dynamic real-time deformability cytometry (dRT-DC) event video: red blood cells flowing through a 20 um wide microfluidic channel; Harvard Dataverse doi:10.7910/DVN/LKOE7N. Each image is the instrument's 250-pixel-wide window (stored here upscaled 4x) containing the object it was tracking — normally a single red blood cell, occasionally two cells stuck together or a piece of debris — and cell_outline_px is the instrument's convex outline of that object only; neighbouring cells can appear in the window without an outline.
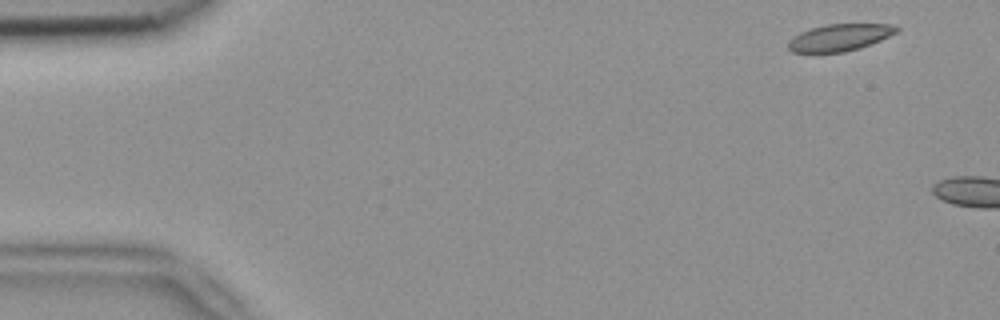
{"species": "common noctule bat (a hibernating species)", "species_latin": "Nyctalus noctula", "temperature_condition": "room temperature", "stored_images_in_passage": 2, "camera_frame_rate_fps": 3000, "um_per_image_px": 0.085, "animal": {"sex": "female", "body_mass_g": 18.4}, "frame": {"image": 1, "passage_image": 1, "time_ms": 0.0, "image_size_px": [1000, 320], "cell_outline_px": [[900, 28], [896, 32], [880, 40], [860, 48], [844, 52], [792, 52], [788, 48], [788, 40], [800, 32], [812, 28], [828, 24], [888, 24]], "centroid_in_image_um": [71.34, 3.19], "position_along_channel_um": 13.7, "area_um2": 16.76}}